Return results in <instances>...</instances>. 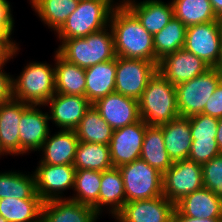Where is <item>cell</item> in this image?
Here are the masks:
<instances>
[{
  "mask_svg": "<svg viewBox=\"0 0 222 222\" xmlns=\"http://www.w3.org/2000/svg\"><path fill=\"white\" fill-rule=\"evenodd\" d=\"M109 26L116 56L155 63L153 35L144 29L136 15L121 0L111 13Z\"/></svg>",
  "mask_w": 222,
  "mask_h": 222,
  "instance_id": "6da1fadb",
  "label": "cell"
},
{
  "mask_svg": "<svg viewBox=\"0 0 222 222\" xmlns=\"http://www.w3.org/2000/svg\"><path fill=\"white\" fill-rule=\"evenodd\" d=\"M59 40L56 52L66 61L84 69L116 58L110 26L83 38Z\"/></svg>",
  "mask_w": 222,
  "mask_h": 222,
  "instance_id": "7a4b0ae2",
  "label": "cell"
},
{
  "mask_svg": "<svg viewBox=\"0 0 222 222\" xmlns=\"http://www.w3.org/2000/svg\"><path fill=\"white\" fill-rule=\"evenodd\" d=\"M138 101L140 118L147 126H161L180 116L176 87L158 71Z\"/></svg>",
  "mask_w": 222,
  "mask_h": 222,
  "instance_id": "3957f363",
  "label": "cell"
},
{
  "mask_svg": "<svg viewBox=\"0 0 222 222\" xmlns=\"http://www.w3.org/2000/svg\"><path fill=\"white\" fill-rule=\"evenodd\" d=\"M55 93V69L49 63H27L17 79L12 78V97L24 103L43 107Z\"/></svg>",
  "mask_w": 222,
  "mask_h": 222,
  "instance_id": "277c9868",
  "label": "cell"
},
{
  "mask_svg": "<svg viewBox=\"0 0 222 222\" xmlns=\"http://www.w3.org/2000/svg\"><path fill=\"white\" fill-rule=\"evenodd\" d=\"M113 0H79L77 8L56 32L59 39L83 38L109 26L117 3Z\"/></svg>",
  "mask_w": 222,
  "mask_h": 222,
  "instance_id": "5b68a950",
  "label": "cell"
},
{
  "mask_svg": "<svg viewBox=\"0 0 222 222\" xmlns=\"http://www.w3.org/2000/svg\"><path fill=\"white\" fill-rule=\"evenodd\" d=\"M126 202L152 199L163 195V174L143 159L119 167Z\"/></svg>",
  "mask_w": 222,
  "mask_h": 222,
  "instance_id": "8992f818",
  "label": "cell"
},
{
  "mask_svg": "<svg viewBox=\"0 0 222 222\" xmlns=\"http://www.w3.org/2000/svg\"><path fill=\"white\" fill-rule=\"evenodd\" d=\"M221 81L222 74L210 68L204 74L175 86L179 115L189 118L201 114Z\"/></svg>",
  "mask_w": 222,
  "mask_h": 222,
  "instance_id": "52a82bcc",
  "label": "cell"
},
{
  "mask_svg": "<svg viewBox=\"0 0 222 222\" xmlns=\"http://www.w3.org/2000/svg\"><path fill=\"white\" fill-rule=\"evenodd\" d=\"M158 63L116 56L115 92L139 100Z\"/></svg>",
  "mask_w": 222,
  "mask_h": 222,
  "instance_id": "ba28073f",
  "label": "cell"
},
{
  "mask_svg": "<svg viewBox=\"0 0 222 222\" xmlns=\"http://www.w3.org/2000/svg\"><path fill=\"white\" fill-rule=\"evenodd\" d=\"M202 187V166L192 160L175 161L163 174V196L174 204Z\"/></svg>",
  "mask_w": 222,
  "mask_h": 222,
  "instance_id": "9c48e42d",
  "label": "cell"
},
{
  "mask_svg": "<svg viewBox=\"0 0 222 222\" xmlns=\"http://www.w3.org/2000/svg\"><path fill=\"white\" fill-rule=\"evenodd\" d=\"M221 42L222 20H216L188 26L184 48L214 68L220 57Z\"/></svg>",
  "mask_w": 222,
  "mask_h": 222,
  "instance_id": "30bf717a",
  "label": "cell"
},
{
  "mask_svg": "<svg viewBox=\"0 0 222 222\" xmlns=\"http://www.w3.org/2000/svg\"><path fill=\"white\" fill-rule=\"evenodd\" d=\"M33 172L36 192L42 201L66 199L63 192L74 189L76 169L73 165L38 164Z\"/></svg>",
  "mask_w": 222,
  "mask_h": 222,
  "instance_id": "8fae6325",
  "label": "cell"
},
{
  "mask_svg": "<svg viewBox=\"0 0 222 222\" xmlns=\"http://www.w3.org/2000/svg\"><path fill=\"white\" fill-rule=\"evenodd\" d=\"M147 125L142 119L114 130L109 143L113 167L119 168L140 158Z\"/></svg>",
  "mask_w": 222,
  "mask_h": 222,
  "instance_id": "7c38bea8",
  "label": "cell"
},
{
  "mask_svg": "<svg viewBox=\"0 0 222 222\" xmlns=\"http://www.w3.org/2000/svg\"><path fill=\"white\" fill-rule=\"evenodd\" d=\"M211 67L202 59L181 48L159 60L157 71L174 86L204 74Z\"/></svg>",
  "mask_w": 222,
  "mask_h": 222,
  "instance_id": "4fadbf2b",
  "label": "cell"
},
{
  "mask_svg": "<svg viewBox=\"0 0 222 222\" xmlns=\"http://www.w3.org/2000/svg\"><path fill=\"white\" fill-rule=\"evenodd\" d=\"M175 204L163 195L126 202L113 217L118 222H171Z\"/></svg>",
  "mask_w": 222,
  "mask_h": 222,
  "instance_id": "5bb4252c",
  "label": "cell"
},
{
  "mask_svg": "<svg viewBox=\"0 0 222 222\" xmlns=\"http://www.w3.org/2000/svg\"><path fill=\"white\" fill-rule=\"evenodd\" d=\"M30 105L23 113L19 124V155L39 151L51 132L49 113Z\"/></svg>",
  "mask_w": 222,
  "mask_h": 222,
  "instance_id": "9a60e30c",
  "label": "cell"
},
{
  "mask_svg": "<svg viewBox=\"0 0 222 222\" xmlns=\"http://www.w3.org/2000/svg\"><path fill=\"white\" fill-rule=\"evenodd\" d=\"M102 118L114 129L123 128L139 121V101L112 92L92 104Z\"/></svg>",
  "mask_w": 222,
  "mask_h": 222,
  "instance_id": "2e32d148",
  "label": "cell"
},
{
  "mask_svg": "<svg viewBox=\"0 0 222 222\" xmlns=\"http://www.w3.org/2000/svg\"><path fill=\"white\" fill-rule=\"evenodd\" d=\"M50 105L49 119L60 129L75 130L91 107L90 101L80 95H66L55 93L45 104Z\"/></svg>",
  "mask_w": 222,
  "mask_h": 222,
  "instance_id": "e0dca14e",
  "label": "cell"
},
{
  "mask_svg": "<svg viewBox=\"0 0 222 222\" xmlns=\"http://www.w3.org/2000/svg\"><path fill=\"white\" fill-rule=\"evenodd\" d=\"M29 106L13 97L0 103V145L6 155H19L20 119Z\"/></svg>",
  "mask_w": 222,
  "mask_h": 222,
  "instance_id": "ac0fdd59",
  "label": "cell"
},
{
  "mask_svg": "<svg viewBox=\"0 0 222 222\" xmlns=\"http://www.w3.org/2000/svg\"><path fill=\"white\" fill-rule=\"evenodd\" d=\"M98 217L93 207L67 198L45 201L41 209V222H96Z\"/></svg>",
  "mask_w": 222,
  "mask_h": 222,
  "instance_id": "d6986e66",
  "label": "cell"
},
{
  "mask_svg": "<svg viewBox=\"0 0 222 222\" xmlns=\"http://www.w3.org/2000/svg\"><path fill=\"white\" fill-rule=\"evenodd\" d=\"M122 0L150 34L161 31L174 17L173 6L161 0Z\"/></svg>",
  "mask_w": 222,
  "mask_h": 222,
  "instance_id": "ffe728a7",
  "label": "cell"
},
{
  "mask_svg": "<svg viewBox=\"0 0 222 222\" xmlns=\"http://www.w3.org/2000/svg\"><path fill=\"white\" fill-rule=\"evenodd\" d=\"M79 139L74 130L60 129L54 135L48 136L42 148V158L39 164L73 165Z\"/></svg>",
  "mask_w": 222,
  "mask_h": 222,
  "instance_id": "44dd1931",
  "label": "cell"
},
{
  "mask_svg": "<svg viewBox=\"0 0 222 222\" xmlns=\"http://www.w3.org/2000/svg\"><path fill=\"white\" fill-rule=\"evenodd\" d=\"M175 209L183 216L193 218H221L222 199L208 188L202 187L184 196L175 204Z\"/></svg>",
  "mask_w": 222,
  "mask_h": 222,
  "instance_id": "7402d4cb",
  "label": "cell"
},
{
  "mask_svg": "<svg viewBox=\"0 0 222 222\" xmlns=\"http://www.w3.org/2000/svg\"><path fill=\"white\" fill-rule=\"evenodd\" d=\"M161 127L165 149L172 161L188 159L192 145L189 118L179 116Z\"/></svg>",
  "mask_w": 222,
  "mask_h": 222,
  "instance_id": "603a6c76",
  "label": "cell"
},
{
  "mask_svg": "<svg viewBox=\"0 0 222 222\" xmlns=\"http://www.w3.org/2000/svg\"><path fill=\"white\" fill-rule=\"evenodd\" d=\"M85 97L91 104L115 92L116 58L85 69Z\"/></svg>",
  "mask_w": 222,
  "mask_h": 222,
  "instance_id": "cb8c5ba5",
  "label": "cell"
},
{
  "mask_svg": "<svg viewBox=\"0 0 222 222\" xmlns=\"http://www.w3.org/2000/svg\"><path fill=\"white\" fill-rule=\"evenodd\" d=\"M54 55L55 92L85 97V69L66 61L56 51Z\"/></svg>",
  "mask_w": 222,
  "mask_h": 222,
  "instance_id": "d4e9b609",
  "label": "cell"
},
{
  "mask_svg": "<svg viewBox=\"0 0 222 222\" xmlns=\"http://www.w3.org/2000/svg\"><path fill=\"white\" fill-rule=\"evenodd\" d=\"M125 203L126 195L119 168L113 167L109 170L102 171L101 188L99 192V215L106 207L108 208L109 214H112L114 217Z\"/></svg>",
  "mask_w": 222,
  "mask_h": 222,
  "instance_id": "484cf974",
  "label": "cell"
},
{
  "mask_svg": "<svg viewBox=\"0 0 222 222\" xmlns=\"http://www.w3.org/2000/svg\"><path fill=\"white\" fill-rule=\"evenodd\" d=\"M140 158L162 174L173 165L165 149L161 126H147Z\"/></svg>",
  "mask_w": 222,
  "mask_h": 222,
  "instance_id": "4316f807",
  "label": "cell"
},
{
  "mask_svg": "<svg viewBox=\"0 0 222 222\" xmlns=\"http://www.w3.org/2000/svg\"><path fill=\"white\" fill-rule=\"evenodd\" d=\"M73 166L76 170L100 172L113 168L109 145L79 141Z\"/></svg>",
  "mask_w": 222,
  "mask_h": 222,
  "instance_id": "83f0119b",
  "label": "cell"
},
{
  "mask_svg": "<svg viewBox=\"0 0 222 222\" xmlns=\"http://www.w3.org/2000/svg\"><path fill=\"white\" fill-rule=\"evenodd\" d=\"M30 4L41 21L57 32L77 8L79 0H30Z\"/></svg>",
  "mask_w": 222,
  "mask_h": 222,
  "instance_id": "f1b7e54d",
  "label": "cell"
},
{
  "mask_svg": "<svg viewBox=\"0 0 222 222\" xmlns=\"http://www.w3.org/2000/svg\"><path fill=\"white\" fill-rule=\"evenodd\" d=\"M74 131L79 141L109 145L114 129L91 105Z\"/></svg>",
  "mask_w": 222,
  "mask_h": 222,
  "instance_id": "f546056e",
  "label": "cell"
},
{
  "mask_svg": "<svg viewBox=\"0 0 222 222\" xmlns=\"http://www.w3.org/2000/svg\"><path fill=\"white\" fill-rule=\"evenodd\" d=\"M41 199L36 192L34 173L0 172V199Z\"/></svg>",
  "mask_w": 222,
  "mask_h": 222,
  "instance_id": "4dcf8cb0",
  "label": "cell"
},
{
  "mask_svg": "<svg viewBox=\"0 0 222 222\" xmlns=\"http://www.w3.org/2000/svg\"><path fill=\"white\" fill-rule=\"evenodd\" d=\"M174 17L186 27L221 20L209 0H172Z\"/></svg>",
  "mask_w": 222,
  "mask_h": 222,
  "instance_id": "1f68e13d",
  "label": "cell"
},
{
  "mask_svg": "<svg viewBox=\"0 0 222 222\" xmlns=\"http://www.w3.org/2000/svg\"><path fill=\"white\" fill-rule=\"evenodd\" d=\"M102 172L96 170H76L74 196L67 199L93 207L99 214V192Z\"/></svg>",
  "mask_w": 222,
  "mask_h": 222,
  "instance_id": "d6a6232c",
  "label": "cell"
},
{
  "mask_svg": "<svg viewBox=\"0 0 222 222\" xmlns=\"http://www.w3.org/2000/svg\"><path fill=\"white\" fill-rule=\"evenodd\" d=\"M187 27L176 17L159 32L153 35L155 63L163 57L184 48Z\"/></svg>",
  "mask_w": 222,
  "mask_h": 222,
  "instance_id": "836d02e7",
  "label": "cell"
},
{
  "mask_svg": "<svg viewBox=\"0 0 222 222\" xmlns=\"http://www.w3.org/2000/svg\"><path fill=\"white\" fill-rule=\"evenodd\" d=\"M42 199H0V215L8 222H40Z\"/></svg>",
  "mask_w": 222,
  "mask_h": 222,
  "instance_id": "e575fe53",
  "label": "cell"
},
{
  "mask_svg": "<svg viewBox=\"0 0 222 222\" xmlns=\"http://www.w3.org/2000/svg\"><path fill=\"white\" fill-rule=\"evenodd\" d=\"M218 120L202 113L189 117L192 140H216Z\"/></svg>",
  "mask_w": 222,
  "mask_h": 222,
  "instance_id": "d590c367",
  "label": "cell"
},
{
  "mask_svg": "<svg viewBox=\"0 0 222 222\" xmlns=\"http://www.w3.org/2000/svg\"><path fill=\"white\" fill-rule=\"evenodd\" d=\"M201 166L204 187L222 199V153Z\"/></svg>",
  "mask_w": 222,
  "mask_h": 222,
  "instance_id": "8d00e7d4",
  "label": "cell"
},
{
  "mask_svg": "<svg viewBox=\"0 0 222 222\" xmlns=\"http://www.w3.org/2000/svg\"><path fill=\"white\" fill-rule=\"evenodd\" d=\"M221 154L216 140H192L188 159L200 165Z\"/></svg>",
  "mask_w": 222,
  "mask_h": 222,
  "instance_id": "74e56055",
  "label": "cell"
},
{
  "mask_svg": "<svg viewBox=\"0 0 222 222\" xmlns=\"http://www.w3.org/2000/svg\"><path fill=\"white\" fill-rule=\"evenodd\" d=\"M14 21L9 1L0 0V37H11Z\"/></svg>",
  "mask_w": 222,
  "mask_h": 222,
  "instance_id": "f35d334b",
  "label": "cell"
},
{
  "mask_svg": "<svg viewBox=\"0 0 222 222\" xmlns=\"http://www.w3.org/2000/svg\"><path fill=\"white\" fill-rule=\"evenodd\" d=\"M202 114L222 118V81L205 104Z\"/></svg>",
  "mask_w": 222,
  "mask_h": 222,
  "instance_id": "ab89813d",
  "label": "cell"
},
{
  "mask_svg": "<svg viewBox=\"0 0 222 222\" xmlns=\"http://www.w3.org/2000/svg\"><path fill=\"white\" fill-rule=\"evenodd\" d=\"M18 45L11 37H0V66H5L13 56H16L20 50Z\"/></svg>",
  "mask_w": 222,
  "mask_h": 222,
  "instance_id": "60d3db41",
  "label": "cell"
},
{
  "mask_svg": "<svg viewBox=\"0 0 222 222\" xmlns=\"http://www.w3.org/2000/svg\"><path fill=\"white\" fill-rule=\"evenodd\" d=\"M0 66V103L12 98V76Z\"/></svg>",
  "mask_w": 222,
  "mask_h": 222,
  "instance_id": "b9f144b4",
  "label": "cell"
},
{
  "mask_svg": "<svg viewBox=\"0 0 222 222\" xmlns=\"http://www.w3.org/2000/svg\"><path fill=\"white\" fill-rule=\"evenodd\" d=\"M220 218H193L181 215L176 209L173 212L171 222H219Z\"/></svg>",
  "mask_w": 222,
  "mask_h": 222,
  "instance_id": "7bdbcfd3",
  "label": "cell"
},
{
  "mask_svg": "<svg viewBox=\"0 0 222 222\" xmlns=\"http://www.w3.org/2000/svg\"><path fill=\"white\" fill-rule=\"evenodd\" d=\"M217 17L222 20V0H209Z\"/></svg>",
  "mask_w": 222,
  "mask_h": 222,
  "instance_id": "ee69618b",
  "label": "cell"
},
{
  "mask_svg": "<svg viewBox=\"0 0 222 222\" xmlns=\"http://www.w3.org/2000/svg\"><path fill=\"white\" fill-rule=\"evenodd\" d=\"M216 141H217V144H218V148L222 153V118H219V120H218Z\"/></svg>",
  "mask_w": 222,
  "mask_h": 222,
  "instance_id": "f6af8a7d",
  "label": "cell"
},
{
  "mask_svg": "<svg viewBox=\"0 0 222 222\" xmlns=\"http://www.w3.org/2000/svg\"><path fill=\"white\" fill-rule=\"evenodd\" d=\"M220 74H222V42H221V50H220V57L217 64L214 67Z\"/></svg>",
  "mask_w": 222,
  "mask_h": 222,
  "instance_id": "bcb514c9",
  "label": "cell"
},
{
  "mask_svg": "<svg viewBox=\"0 0 222 222\" xmlns=\"http://www.w3.org/2000/svg\"><path fill=\"white\" fill-rule=\"evenodd\" d=\"M5 154H6L5 151L2 149V147H1V145H0V156H1V155L4 156Z\"/></svg>",
  "mask_w": 222,
  "mask_h": 222,
  "instance_id": "7dc6e473",
  "label": "cell"
},
{
  "mask_svg": "<svg viewBox=\"0 0 222 222\" xmlns=\"http://www.w3.org/2000/svg\"><path fill=\"white\" fill-rule=\"evenodd\" d=\"M0 222H8L3 216L0 215Z\"/></svg>",
  "mask_w": 222,
  "mask_h": 222,
  "instance_id": "c3c4849f",
  "label": "cell"
}]
</instances>
